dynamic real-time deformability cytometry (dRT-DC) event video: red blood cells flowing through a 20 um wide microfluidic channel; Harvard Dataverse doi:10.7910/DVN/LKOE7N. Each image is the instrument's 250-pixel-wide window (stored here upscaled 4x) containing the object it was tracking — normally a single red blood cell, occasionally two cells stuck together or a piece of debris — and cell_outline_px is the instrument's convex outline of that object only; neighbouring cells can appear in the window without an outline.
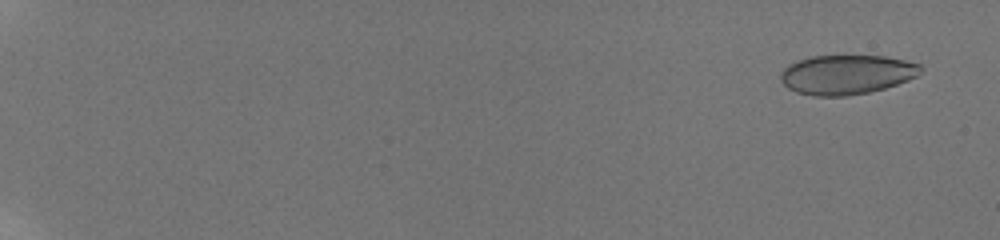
{"species": "human", "species_latin": "Homo sapiens", "temperature_condition": "room temperature", "stored_images_in_passage": 59, "camera_frame_rate_fps": 3000, "um_per_image_px": 0.085, "donor": {"sex": "male"}, "frame": {"image": 1, "passage_image": 4, "time_ms": 1.0, "image_size_px": [1000, 240], "cell_outline_px": [[924, 68], [916, 76], [908, 80], [884, 88], [868, 92], [848, 96], [812, 96], [796, 92], [788, 88], [780, 80], [780, 72], [788, 64], [812, 56], [884, 56], [904, 60], [920, 64]], "centroid_in_image_um": [71.94, 6.34], "position_along_channel_um": 13.1, "area_um2": 32.19}}
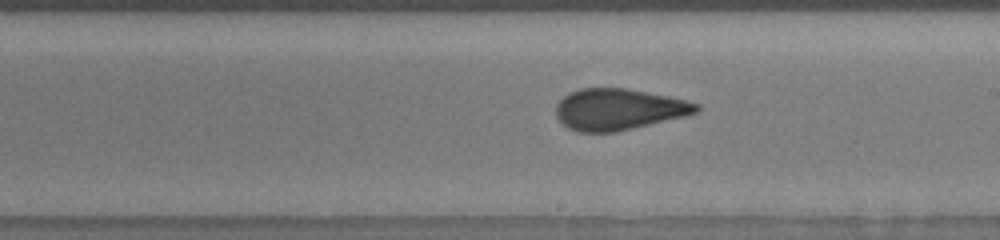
{"frame": {"image": 2, "passage_image": 39, "time_ms": 12.667, "image_size_px": [1000, 240], "cell_outline_px": [[700, 108], [696, 112], [684, 116], [632, 128], [612, 132], [576, 132], [568, 128], [556, 116], [556, 104], [568, 92], [580, 88], [624, 88], [668, 96], [688, 100], [700, 104]], "centroid_in_image_um": [52.55, 9.28], "position_along_channel_um": 236.4, "area_um2": 33.58}}
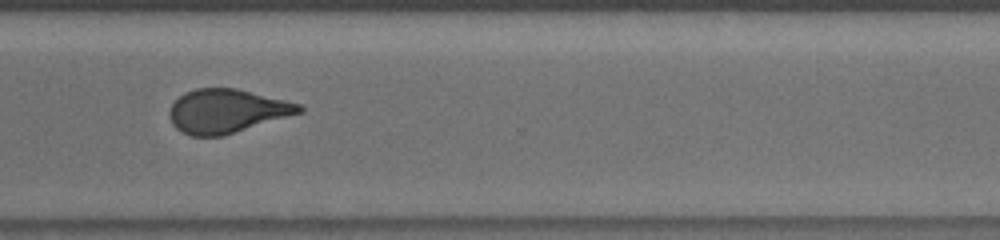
{"frame": {"image": 3, "passage_image": 48, "time_ms": 15.667, "image_size_px": [1000, 240], "cell_outline_px": [[304, 112], [224, 136], [192, 136], [180, 132], [172, 124], [168, 116], [168, 112], [172, 104], [184, 92], [196, 88], [236, 88], [300, 104], [304, 108]], "centroid_in_image_um": [19.26, 9.45], "position_along_channel_um": 351.3, "area_um2": 33.29}, "authors_computed_cell_mechanics": {"area_um2": 33.2928, "velocity_mm_per_s": 3.8403, "shape_relaxation_time_tau1_ms": null, "shape_relaxation_time_tau2_ms": 0.9738, "deformation_change_tau1": null, "deformation_change_tau2": 0.0719}}